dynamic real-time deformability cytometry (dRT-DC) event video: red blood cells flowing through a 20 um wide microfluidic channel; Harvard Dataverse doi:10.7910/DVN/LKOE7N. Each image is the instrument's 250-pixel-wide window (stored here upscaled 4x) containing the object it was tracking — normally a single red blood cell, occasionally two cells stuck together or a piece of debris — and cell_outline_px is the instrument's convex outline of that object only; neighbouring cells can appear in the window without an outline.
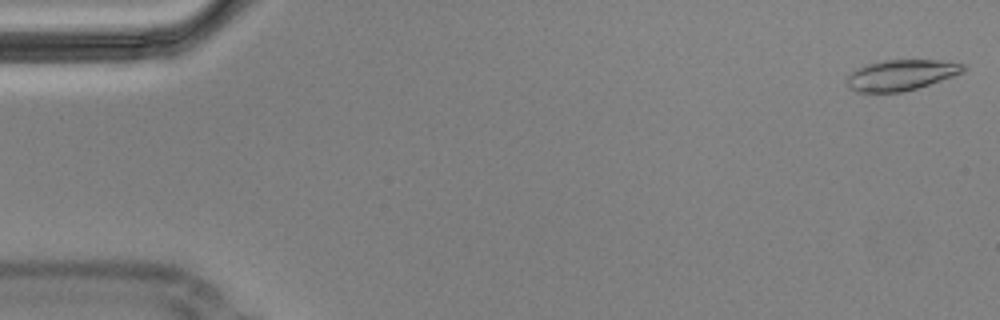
{"species": "Egyptian fruit bat (a non-hibernating species)", "species_latin": "Rousettus aegyptiacus", "temperature_condition": "cold", "stored_images_in_passage": 5, "camera_frame_rate_fps": 3000, "um_per_image_px": 0.085, "animal": {"sex": "male"}, "frame": {"image": 1, "passage_image": 5, "time_ms": 1.333, "image_size_px": [1000, 320], "cell_outline_px": [[964, 72], [916, 88], [900, 92], [856, 92], [848, 84], [848, 76], [852, 72], [868, 64], [884, 60], [936, 60], [964, 64]], "centroid_in_image_um": [76.6, 6.37], "position_along_channel_um": 8.4, "area_um2": 20.23}}